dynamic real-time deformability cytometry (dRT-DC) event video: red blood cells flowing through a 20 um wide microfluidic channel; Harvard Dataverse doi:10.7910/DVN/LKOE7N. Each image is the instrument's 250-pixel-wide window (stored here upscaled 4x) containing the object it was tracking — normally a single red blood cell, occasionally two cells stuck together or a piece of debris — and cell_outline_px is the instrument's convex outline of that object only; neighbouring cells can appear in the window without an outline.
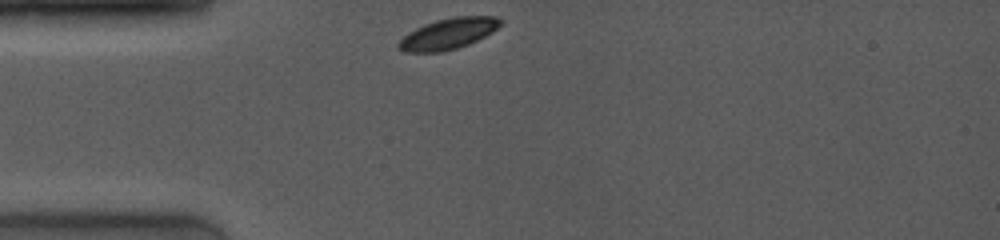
{"species": "common noctule bat (a hibernating species)", "species_latin": "Nyctalus noctula", "temperature_condition": "room temperature", "stored_images_in_passage": 3, "camera_frame_rate_fps": 4000, "um_per_image_px": 0.085, "animal": {"sex": "female", "body_mass_g": 19.0, "forearm_length_mm": 53.3}, "frame": {"image": 1, "passage_image": 1, "time_ms": 0.0, "image_size_px": [1000, 240], "cell_outline_px": [[500, 24], [492, 32], [468, 44], [456, 48], [440, 52], [404, 52], [396, 48], [396, 44], [408, 32], [424, 24], [436, 20], [456, 16], [492, 16], [500, 20]], "centroid_in_image_um": [38.03, 2.87], "position_along_channel_um": 47.0, "area_um2": 18.15}}